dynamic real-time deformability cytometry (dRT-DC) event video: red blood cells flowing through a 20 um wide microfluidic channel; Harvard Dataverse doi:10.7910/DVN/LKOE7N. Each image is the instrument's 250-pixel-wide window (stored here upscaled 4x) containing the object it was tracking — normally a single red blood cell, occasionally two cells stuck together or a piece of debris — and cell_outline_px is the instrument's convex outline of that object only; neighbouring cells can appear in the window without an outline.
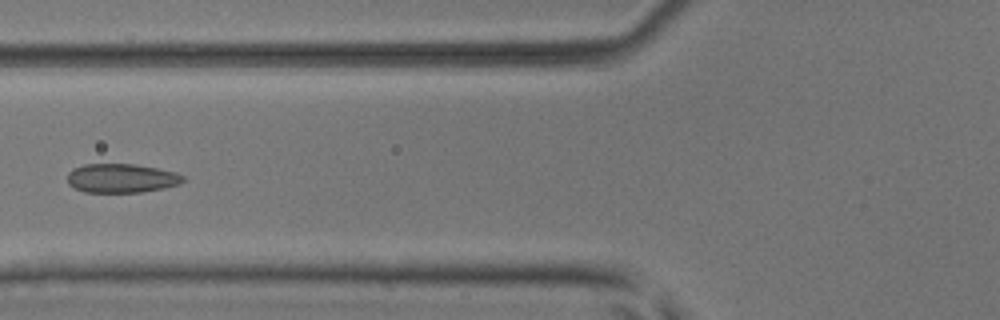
{"species": "common noctule bat (a hibernating species)", "species_latin": "Nyctalus noctula", "temperature_condition": "room temperature", "stored_images_in_passage": 6, "camera_frame_rate_fps": 3000, "um_per_image_px": 0.085, "animal": {"sex": "male", "body_mass_g": 17.9, "forearm_length_mm": 54.2}, "frame": {"image": 1, "passage_image": 6, "time_ms": 1.667, "image_size_px": [1000, 320], "cell_outline_px": [[184, 180], [180, 184], [164, 188], [140, 192], [84, 192], [68, 184], [68, 172], [72, 168], [84, 164], [136, 164], [176, 172], [184, 176]], "centroid_in_image_um": [10.32, 15.14], "position_along_channel_um": 115.5, "area_um2": 19.59}}